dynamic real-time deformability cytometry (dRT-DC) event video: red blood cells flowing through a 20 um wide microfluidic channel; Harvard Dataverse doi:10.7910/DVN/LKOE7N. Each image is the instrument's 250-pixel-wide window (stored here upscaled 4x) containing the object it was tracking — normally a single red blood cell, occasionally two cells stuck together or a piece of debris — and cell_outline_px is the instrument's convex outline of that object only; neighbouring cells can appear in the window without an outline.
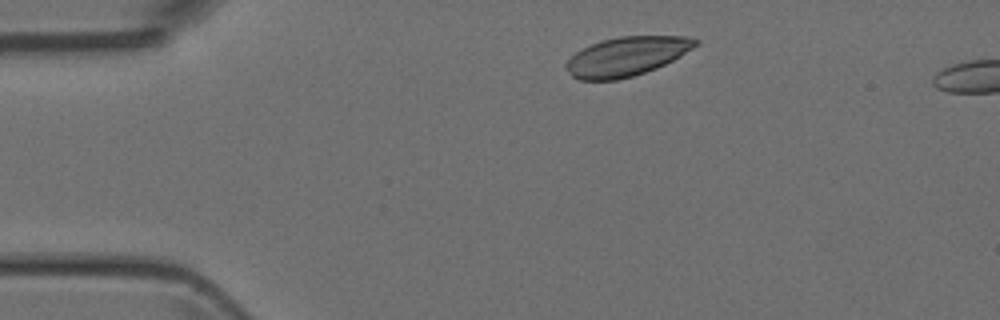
{"species": "Egyptian fruit bat (a non-hibernating species)", "species_latin": "Rousettus aegyptiacus", "temperature_condition": "room temperature", "stored_images_in_passage": 42, "camera_frame_rate_fps": 3000, "um_per_image_px": 0.085, "animal": {"sex": "female"}, "frame": {"image": 1, "passage_image": 2, "time_ms": 0.333, "image_size_px": [1000, 320], "cell_outline_px": [[700, 44], [672, 60], [656, 68], [632, 76], [616, 80], [580, 80], [572, 76], [564, 68], [564, 64], [576, 52], [600, 40], [620, 36], [688, 36], [700, 40]], "centroid_in_image_um": [53.26, 4.79], "position_along_channel_um": 31.7, "area_um2": 29.42}}
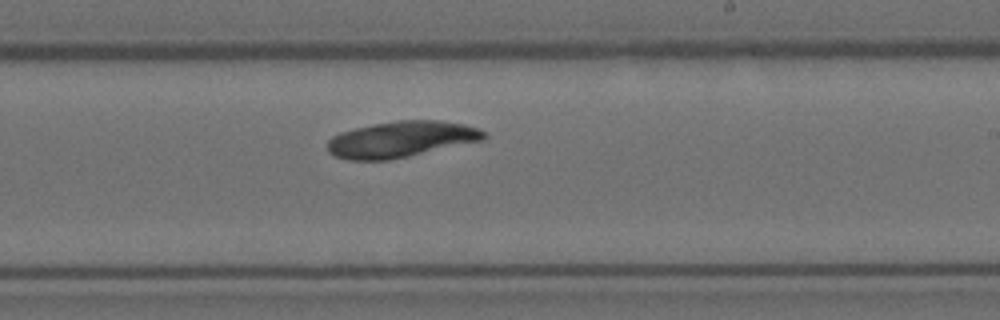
{"frame": {"image": 2, "passage_image": 22, "time_ms": 7.0, "image_size_px": [1000, 320], "cell_outline_px": [[488, 136], [484, 140], [408, 156], [388, 160], [348, 160], [336, 156], [328, 152], [328, 140], [332, 136], [340, 132], [372, 124], [396, 120], [440, 120], [464, 124], [488, 132]], "centroid_in_image_um": [34.11, 11.83], "position_along_channel_um": 254.9, "area_um2": 32.95}}
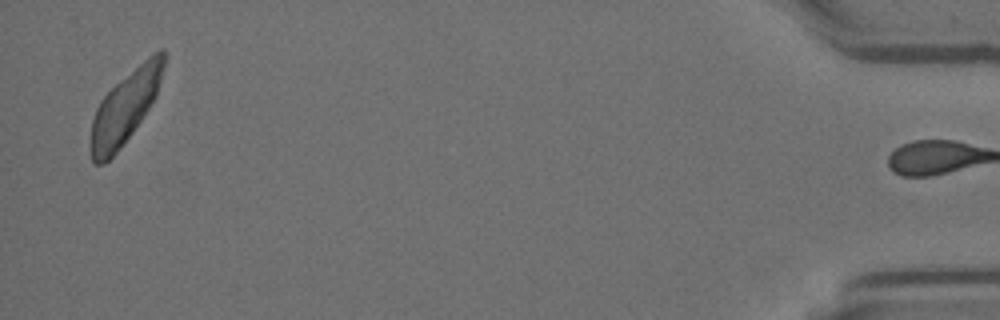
{"frame": {"image": 3, "passage_image": 41, "time_ms": 13.333, "image_size_px": [1000, 320], "cell_outline_px": [[168, 56], [156, 96], [132, 132], [116, 152], [104, 164], [92, 164], [92, 120], [96, 108], [100, 100], [120, 80], [152, 52], [160, 48], [164, 48]], "centroid_in_image_um": [10.69, 9.02], "position_along_channel_um": 424.5, "area_um2": 30.35}}